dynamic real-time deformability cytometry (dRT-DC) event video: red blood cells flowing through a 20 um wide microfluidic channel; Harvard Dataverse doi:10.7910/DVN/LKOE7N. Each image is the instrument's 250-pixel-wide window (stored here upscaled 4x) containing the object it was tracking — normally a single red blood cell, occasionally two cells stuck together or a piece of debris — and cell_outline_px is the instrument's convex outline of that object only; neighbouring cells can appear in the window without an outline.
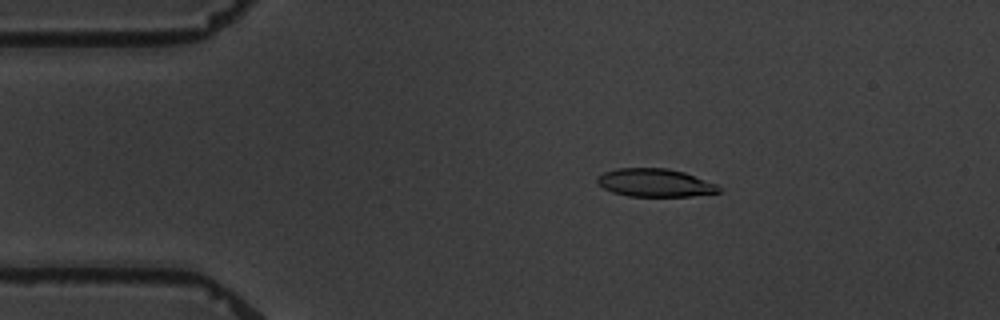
{"species": "common noctule bat (a hibernating species)", "species_latin": "Nyctalus noctula", "temperature_condition": "warm", "stored_images_in_passage": 4, "camera_frame_rate_fps": 3000, "um_per_image_px": 0.085, "animal": {"sex": "male", "body_mass_g": 19.5, "forearm_length_mm": 54.6}, "frame": {"image": 1, "passage_image": 3, "time_ms": 3.333, "image_size_px": [1000, 320], "cell_outline_px": [[724, 192], [692, 196], [628, 196], [612, 192], [596, 184], [596, 176], [604, 172], [616, 168], [668, 168], [684, 172], [716, 184], [724, 188]], "centroid_in_image_um": [55.68, 15.54], "position_along_channel_um": 29.3, "area_um2": 20.17}}